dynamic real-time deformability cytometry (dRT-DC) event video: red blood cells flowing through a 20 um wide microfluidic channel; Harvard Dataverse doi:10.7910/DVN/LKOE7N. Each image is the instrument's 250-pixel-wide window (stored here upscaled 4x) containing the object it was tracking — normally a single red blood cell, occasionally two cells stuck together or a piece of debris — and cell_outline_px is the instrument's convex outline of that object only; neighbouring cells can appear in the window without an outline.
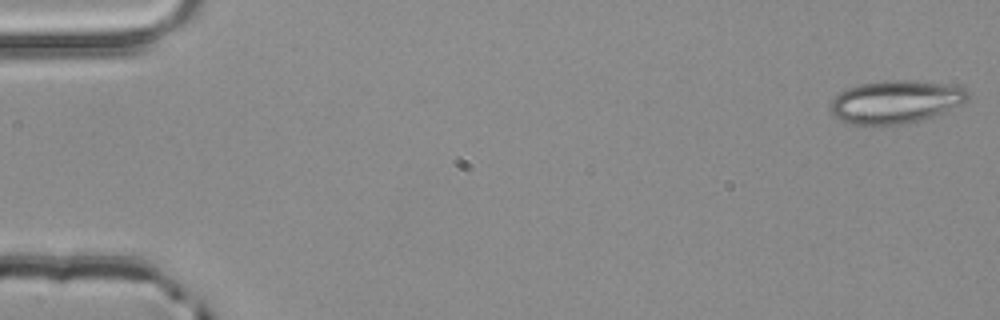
{"species": "common noctule bat (a hibernating species)", "species_latin": "Nyctalus noctula", "temperature_condition": "room temperature", "stored_images_in_passage": 5, "segment_of_instrument_passage": [2, 2], "camera_frame_rate_fps": 3000, "um_per_image_px": 0.085, "animal": {"sex": "male", "body_mass_g": 20.4}, "frame": {"image": 1, "passage_image": 5, "time_ms": 1.333, "image_size_px": [1000, 320], "cell_outline_px": [[968, 96], [960, 104], [944, 112], [920, 120], [900, 124], [848, 124], [832, 116], [828, 108], [828, 104], [840, 92], [848, 88], [860, 84], [884, 80], [908, 80], [944, 84], [964, 88], [968, 92]], "centroid_in_image_um": [76.04, 8.66], "position_along_channel_um": 9.0, "area_um2": 34.1}}